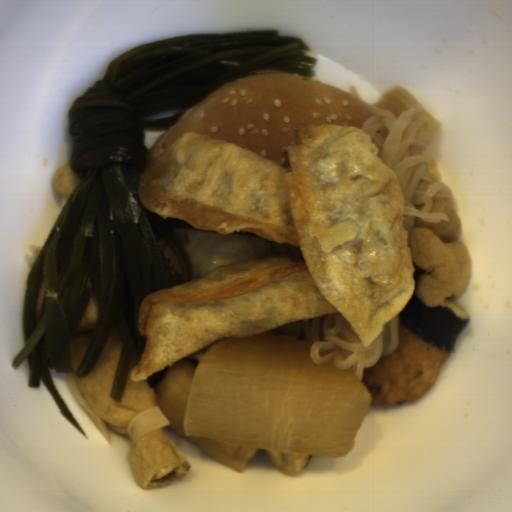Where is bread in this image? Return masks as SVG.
<instances>
[{"instance_id": "1", "label": "bread", "mask_w": 512, "mask_h": 512, "mask_svg": "<svg viewBox=\"0 0 512 512\" xmlns=\"http://www.w3.org/2000/svg\"><path fill=\"white\" fill-rule=\"evenodd\" d=\"M366 101L301 75L267 72L216 87L170 125L149 152L147 165L185 132L228 141L285 168L287 149L301 141L300 125L362 129L372 114Z\"/></svg>"}]
</instances>
